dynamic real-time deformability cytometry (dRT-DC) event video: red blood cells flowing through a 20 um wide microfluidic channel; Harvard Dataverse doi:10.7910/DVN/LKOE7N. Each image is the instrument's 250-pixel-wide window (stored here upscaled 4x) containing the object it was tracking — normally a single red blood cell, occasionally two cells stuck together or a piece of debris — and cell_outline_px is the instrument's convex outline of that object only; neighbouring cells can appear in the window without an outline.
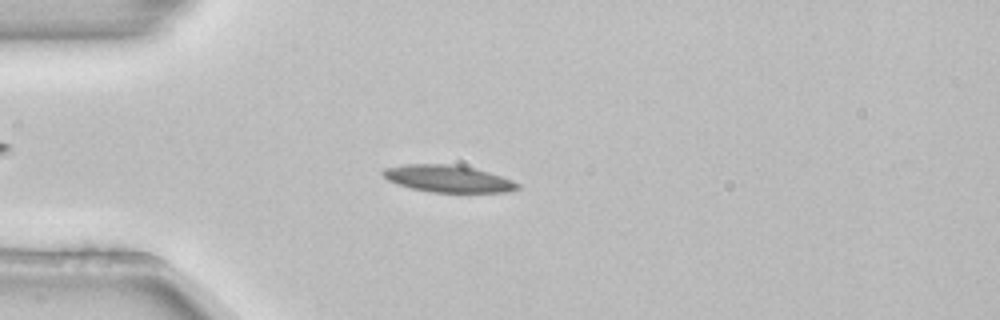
{"species": "common noctule bat (a hibernating species)", "species_latin": "Nyctalus noctula", "temperature_condition": "room temperature", "stored_images_in_passage": 2, "camera_frame_rate_fps": 3000, "um_per_image_px": 0.085, "animal": {"sex": "female", "body_mass_g": 22.7, "forearm_length_mm": 54.2}, "frame": {"image": 1, "passage_image": 2, "time_ms": 0.333, "image_size_px": [1000, 320], "cell_outline_px": [[520, 188], [508, 192], [432, 192], [412, 188], [396, 184], [388, 180], [380, 172], [384, 168], [404, 164], [452, 164], [472, 168], [488, 172], [512, 180], [520, 184]], "centroid_in_image_um": [38.06, 15.19], "position_along_channel_um": 46.9, "area_um2": 21.1}}